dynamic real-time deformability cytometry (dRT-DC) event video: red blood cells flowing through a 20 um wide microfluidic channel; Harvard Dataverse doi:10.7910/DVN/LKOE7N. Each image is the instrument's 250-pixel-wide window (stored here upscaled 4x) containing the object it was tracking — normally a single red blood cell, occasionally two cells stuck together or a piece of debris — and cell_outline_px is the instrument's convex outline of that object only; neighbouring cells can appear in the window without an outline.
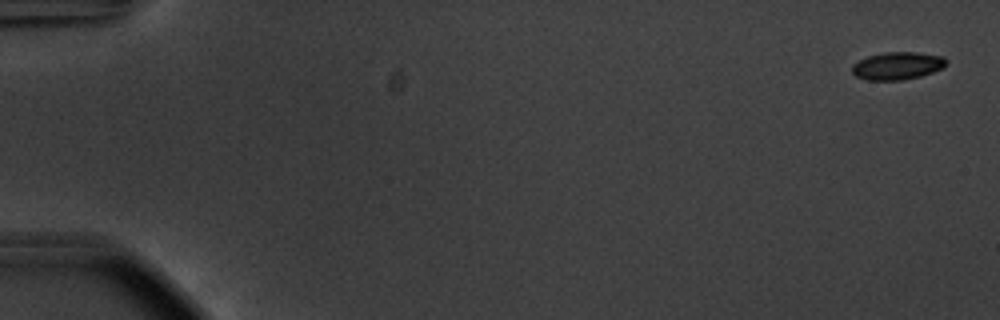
{"species": "common noctule bat (a hibernating species)", "species_latin": "Nyctalus noctula", "temperature_condition": "warm", "stored_images_in_passage": 55, "camera_frame_rate_fps": 3000, "um_per_image_px": 0.085, "animal": {"sex": "male", "body_mass_g": 20.1, "forearm_length_mm": 53.5}, "frame": {"image": 1, "passage_image": 1, "time_ms": 0.0, "image_size_px": [1000, 320], "cell_outline_px": [[944, 68], [920, 76], [900, 80], [868, 80], [856, 76], [852, 72], [852, 64], [868, 56], [884, 52], [916, 52], [944, 56]], "centroid_in_image_um": [76.26, 5.59], "position_along_channel_um": 8.7, "area_um2": 15.03}}
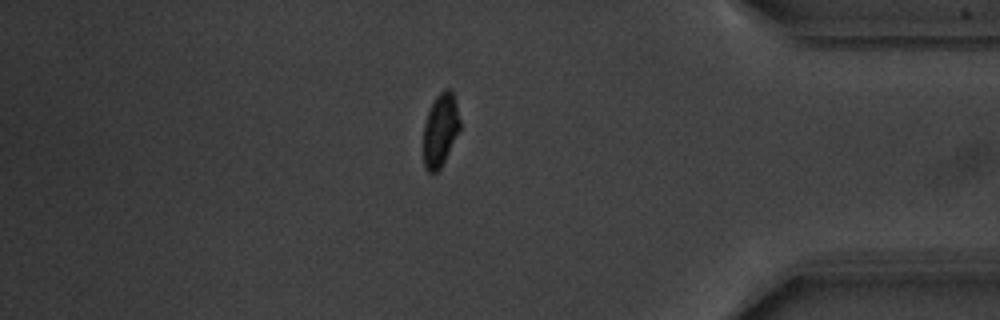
{"frame": {"image": 2, "passage_image": 47, "time_ms": 15.333, "image_size_px": [1000, 320], "cell_outline_px": [[460, 128], [440, 168], [436, 172], [428, 172], [424, 168], [424, 124], [428, 112], [436, 96], [444, 88], [448, 88], [452, 92], [456, 104], [460, 120]], "centroid_in_image_um": [37.42, 11.04], "position_along_channel_um": 397.8, "area_um2": 15.2}}
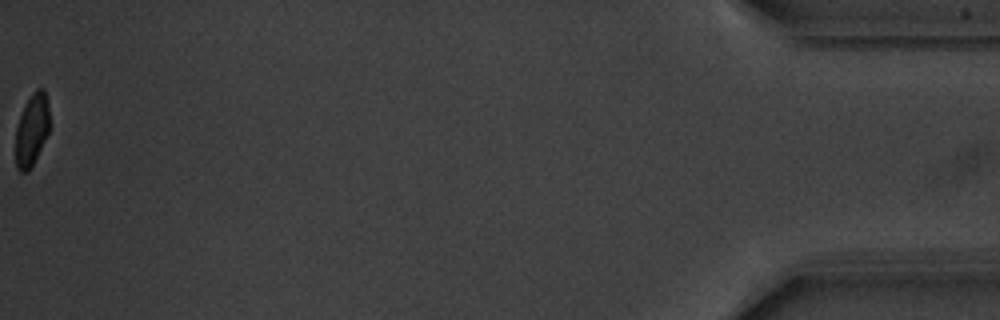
{"frame": {"image": 3, "passage_image": 55, "time_ms": 18.0, "image_size_px": [1000, 320], "cell_outline_px": [[48, 132], [28, 172], [20, 172], [16, 168], [16, 128], [24, 104], [32, 92], [36, 88], [44, 88], [48, 104]], "centroid_in_image_um": [2.68, 10.99], "position_along_channel_um": 432.5, "area_um2": 13.99}, "authors_computed_cell_mechanics": {"area_um2": 15.895, "velocity_mm_per_s": 3.748, "shape_relaxation_time_tau1_ms": 3.0182, "shape_relaxation_time_tau2_ms": null, "deformation_change_tau1": 0.0964, "deformation_change_tau2": null}}